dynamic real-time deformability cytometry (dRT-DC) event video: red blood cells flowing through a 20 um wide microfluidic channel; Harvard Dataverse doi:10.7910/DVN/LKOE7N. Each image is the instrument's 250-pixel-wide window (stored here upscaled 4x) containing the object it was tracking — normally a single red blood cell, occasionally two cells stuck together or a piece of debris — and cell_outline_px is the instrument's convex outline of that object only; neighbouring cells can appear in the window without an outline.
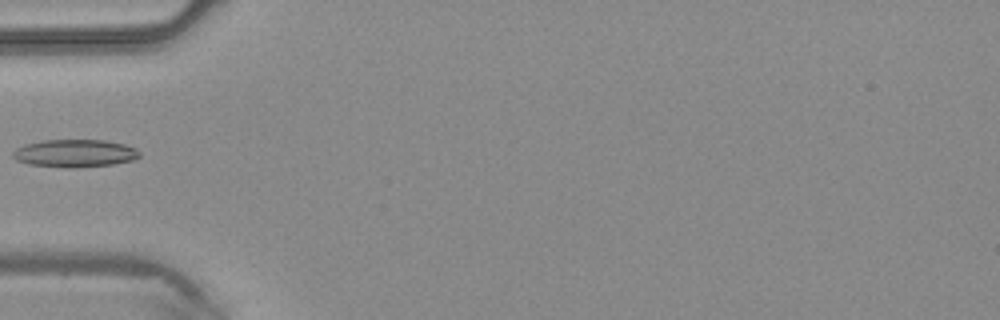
{"species": "common noctule bat (a hibernating species)", "species_latin": "Nyctalus noctula", "temperature_condition": "warm", "stored_images_in_passage": 4, "camera_frame_rate_fps": 3000, "um_per_image_px": 0.085, "animal": {"sex": "male", "body_mass_g": 20.4}, "frame": {"image": 1, "passage_image": 4, "time_ms": 1.0, "image_size_px": [1000, 320], "cell_outline_px": [[140, 156], [132, 160], [112, 164], [72, 168], [68, 168], [28, 164], [16, 160], [12, 156], [12, 152], [16, 148], [24, 144], [44, 140], [104, 140], [124, 144], [136, 148], [140, 152]], "centroid_in_image_um": [6.34, 13.03], "position_along_channel_um": 78.7, "area_um2": 20.46}}